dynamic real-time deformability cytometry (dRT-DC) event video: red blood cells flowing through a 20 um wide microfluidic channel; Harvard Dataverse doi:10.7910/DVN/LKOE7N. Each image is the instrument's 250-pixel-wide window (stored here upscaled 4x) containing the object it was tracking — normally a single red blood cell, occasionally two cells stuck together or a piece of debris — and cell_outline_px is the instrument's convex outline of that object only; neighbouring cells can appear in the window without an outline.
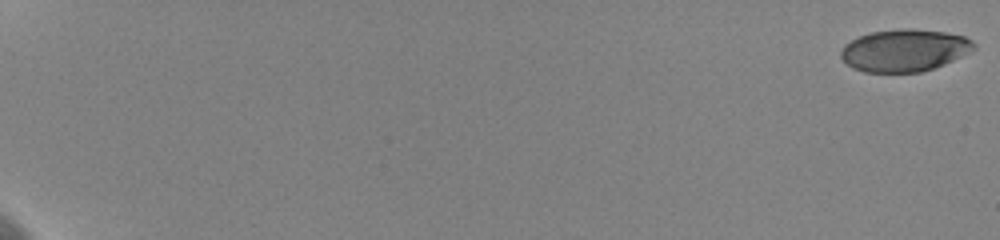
{"species": "human", "species_latin": "Homo sapiens", "temperature_condition": "cold", "stored_images_in_passage": 57, "camera_frame_rate_fps": 3000, "um_per_image_px": 0.085, "donor": {"sex": "female"}, "frame": {"image": 1, "passage_image": 1, "time_ms": 0.0, "image_size_px": [1000, 240], "cell_outline_px": [[976, 48], [944, 64], [920, 72], [864, 72], [852, 68], [840, 56], [840, 52], [844, 44], [860, 36], [872, 32], [900, 28], [912, 28], [944, 32], [964, 36], [972, 40], [976, 44]], "centroid_in_image_um": [76.86, 4.27], "position_along_channel_um": 8.1, "area_um2": 32.6}}
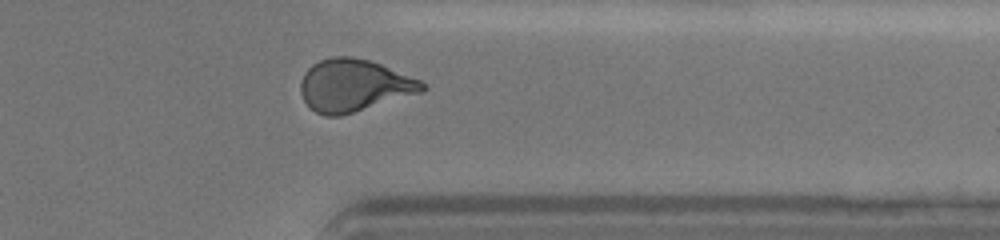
{"frame": {"image": 2, "passage_image": 51, "time_ms": 16.667, "image_size_px": [1000, 240], "cell_outline_px": [[428, 88], [424, 92], [340, 116], [324, 116], [316, 112], [304, 100], [300, 92], [300, 80], [304, 72], [312, 64], [320, 60], [332, 56], [352, 56], [368, 60], [380, 64], [420, 80]], "centroid_in_image_um": [30.08, 7.26], "position_along_channel_um": 381.3, "area_um2": 37.11}}
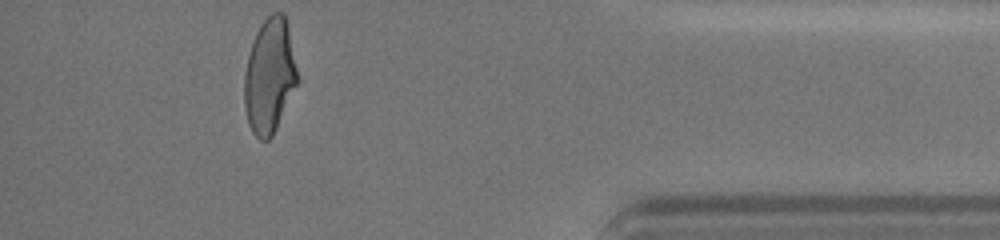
{"frame": {"image": 3, "passage_image": 56, "time_ms": 18.333, "image_size_px": [1000, 240], "cell_outline_px": [[300, 80], [272, 136], [268, 140], [260, 140], [252, 132], [248, 124], [244, 108], [244, 72], [248, 52], [252, 40], [260, 24], [272, 12], [284, 12], [288, 24]], "centroid_in_image_um": [22.91, 6.43], "position_along_channel_um": 412.3, "area_um2": 36.24}, "authors_computed_cell_mechanics": {"area_um2": 35.7782, "velocity_mm_per_s": 3.5979, "shape_relaxation_time_tau1_ms": 4.847, "shape_relaxation_time_tau2_ms": 1.4228, "deformation_change_tau1": 0.1846, "deformation_change_tau2": 0.0798}}